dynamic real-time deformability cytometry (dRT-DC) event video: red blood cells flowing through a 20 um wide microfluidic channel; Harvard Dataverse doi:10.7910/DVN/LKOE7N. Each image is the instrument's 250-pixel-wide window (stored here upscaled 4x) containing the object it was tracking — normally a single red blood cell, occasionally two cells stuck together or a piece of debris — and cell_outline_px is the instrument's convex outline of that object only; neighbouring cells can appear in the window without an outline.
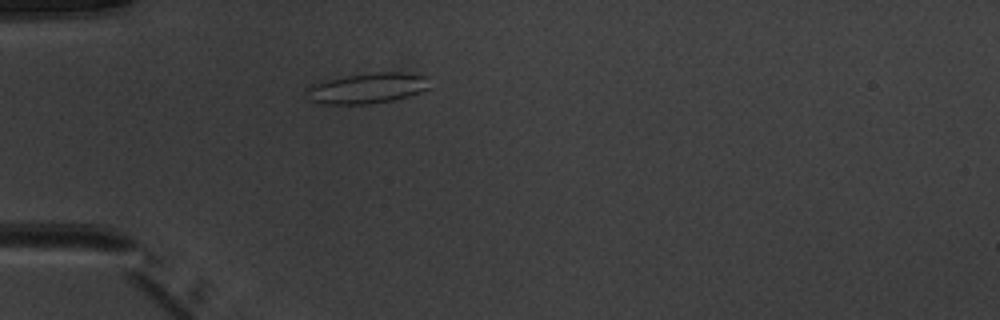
{"species": "common noctule bat (a hibernating species)", "species_latin": "Nyctalus noctula", "temperature_condition": "warm", "stored_images_in_passage": 37, "camera_frame_rate_fps": 3000, "um_per_image_px": 0.085, "animal": {"sex": "male", "body_mass_g": 20.1, "forearm_length_mm": 53.5}, "frame": {"image": 1, "passage_image": 1, "time_ms": 0.0, "image_size_px": [1000, 320], "cell_outline_px": [[428, 88], [420, 92], [408, 96], [392, 100], [368, 104], [324, 104], [308, 100], [304, 92], [312, 84], [320, 80], [372, 72], [400, 72], [428, 76]], "centroid_in_image_um": [31.15, 7.49], "position_along_channel_um": 53.8, "area_um2": 22.08}}
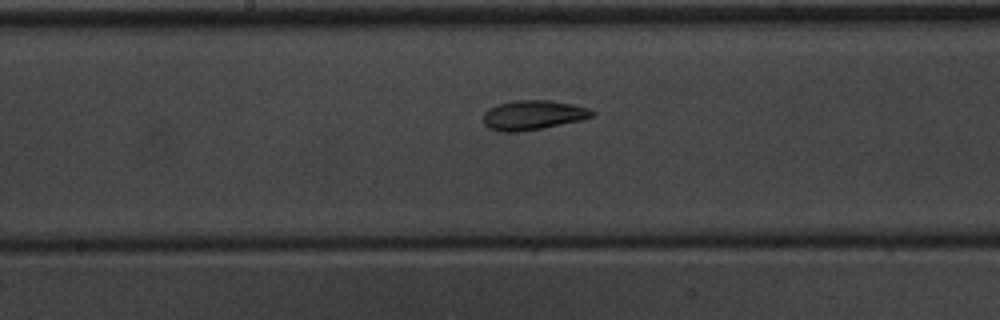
{"frame": {"image": 2, "passage_image": 13, "time_ms": 4.0, "image_size_px": [1000, 320], "cell_outline_px": [[596, 112], [592, 116], [580, 120], [544, 128], [516, 132], [500, 132], [488, 128], [484, 124], [484, 112], [488, 108], [496, 104], [516, 100], [552, 100], [572, 104], [588, 108]], "centroid_in_image_um": [45.27, 9.78], "position_along_channel_um": 202.9, "area_um2": 18.84}}
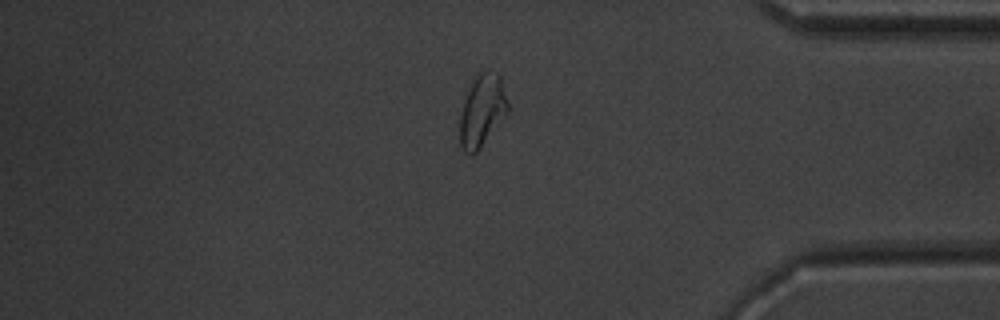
{"frame": {"image": 3, "passage_image": 29, "time_ms": 9.333, "image_size_px": [1000, 320], "cell_outline_px": [[508, 112], [480, 148], [472, 156], [468, 156], [464, 152], [460, 144], [460, 116], [464, 100], [472, 80], [476, 72], [500, 72], [508, 100]], "centroid_in_image_um": [40.98, 9.39], "position_along_channel_um": 394.2, "area_um2": 20.35}, "authors_computed_cell_mechanics": {"area_um2": 18.8428, "velocity_mm_per_s": 4.0019, "shape_relaxation_time_tau1_ms": 5.1343, "shape_relaxation_time_tau2_ms": 2.7036, "deformation_change_tau1": 0.133, "deformation_change_tau2": 0.0895}}